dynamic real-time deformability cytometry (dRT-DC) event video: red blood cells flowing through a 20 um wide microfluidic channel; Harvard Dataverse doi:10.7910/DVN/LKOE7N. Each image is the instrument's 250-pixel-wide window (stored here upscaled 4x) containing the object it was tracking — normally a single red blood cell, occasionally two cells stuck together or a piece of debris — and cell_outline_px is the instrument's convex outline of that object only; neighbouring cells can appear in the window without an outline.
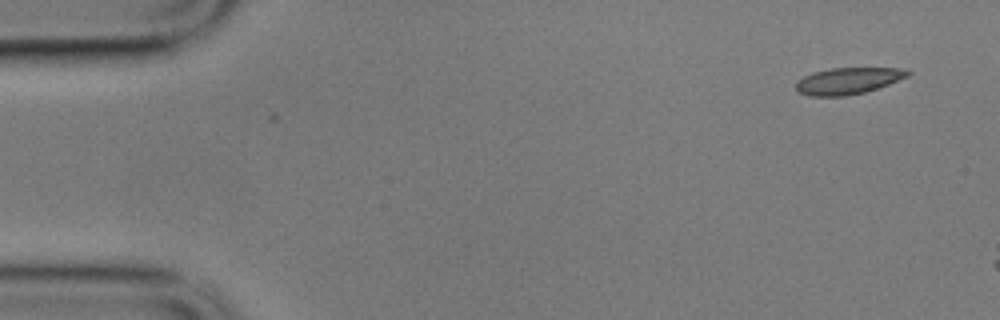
{"species": "common noctule bat (a hibernating species)", "species_latin": "Nyctalus noctula", "temperature_condition": "cold", "stored_images_in_passage": 2, "camera_frame_rate_fps": 3000, "um_per_image_px": 0.085, "animal": {"sex": "male", "body_mass_g": 17.9}, "frame": {"image": 1, "passage_image": 1, "time_ms": 0.0, "image_size_px": [1000, 320], "cell_outline_px": [[912, 72], [908, 76], [888, 84], [864, 92], [844, 96], [812, 96], [800, 92], [796, 88], [796, 80], [812, 72], [832, 68], [900, 68]], "centroid_in_image_um": [72.06, 6.86], "position_along_channel_um": 12.9, "area_um2": 17.11}}